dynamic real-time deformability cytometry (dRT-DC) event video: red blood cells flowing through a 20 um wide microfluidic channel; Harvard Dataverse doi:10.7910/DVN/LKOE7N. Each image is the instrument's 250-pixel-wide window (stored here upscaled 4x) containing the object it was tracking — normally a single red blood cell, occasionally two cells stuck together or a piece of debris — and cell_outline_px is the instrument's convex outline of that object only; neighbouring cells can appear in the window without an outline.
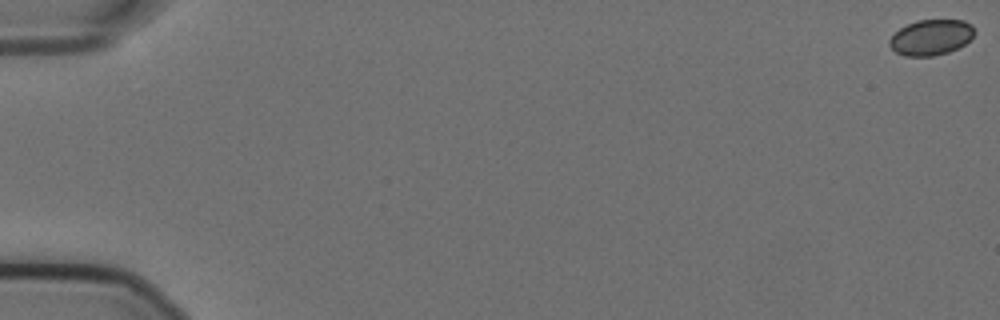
{"species": "Egyptian fruit bat (a non-hibernating species)", "species_latin": "Rousettus aegyptiacus", "temperature_condition": "cold", "stored_images_in_passage": 59, "camera_frame_rate_fps": 3000, "um_per_image_px": 0.085, "animal": {"sex": "female"}, "frame": {"image": 1, "passage_image": 1, "time_ms": 0.0, "image_size_px": [1000, 320], "cell_outline_px": [[976, 32], [964, 44], [948, 52], [932, 56], [904, 56], [896, 52], [888, 44], [888, 40], [900, 28], [916, 20], [964, 20], [972, 24]], "centroid_in_image_um": [79.13, 3.17], "position_along_channel_um": 5.9, "area_um2": 17.57}}
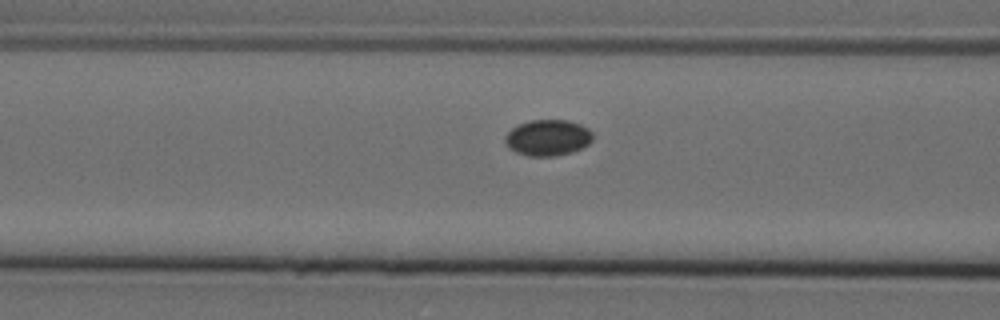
{"frame": {"image": 2, "passage_image": 25, "time_ms": 8.0, "image_size_px": [1000, 320], "cell_outline_px": [[592, 140], [588, 144], [572, 152], [556, 156], [528, 156], [516, 152], [508, 148], [504, 140], [504, 136], [512, 128], [528, 120], [568, 120], [580, 124], [588, 128], [592, 132]], "centroid_in_image_um": [46.55, 11.7], "position_along_channel_um": 120.1, "area_um2": 18.5}}
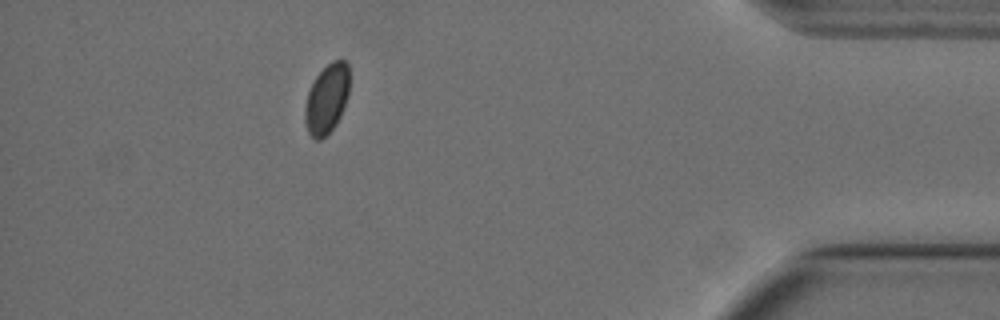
{"frame": {"image": 3, "passage_image": 53, "time_ms": 17.333, "image_size_px": [1000, 320], "cell_outline_px": [[348, 96], [340, 116], [336, 124], [328, 136], [320, 140], [316, 140], [308, 132], [304, 120], [304, 108], [308, 92], [316, 76], [332, 60], [344, 60], [348, 64]], "centroid_in_image_um": [27.76, 8.44], "position_along_channel_um": 407.4, "area_um2": 18.03}}